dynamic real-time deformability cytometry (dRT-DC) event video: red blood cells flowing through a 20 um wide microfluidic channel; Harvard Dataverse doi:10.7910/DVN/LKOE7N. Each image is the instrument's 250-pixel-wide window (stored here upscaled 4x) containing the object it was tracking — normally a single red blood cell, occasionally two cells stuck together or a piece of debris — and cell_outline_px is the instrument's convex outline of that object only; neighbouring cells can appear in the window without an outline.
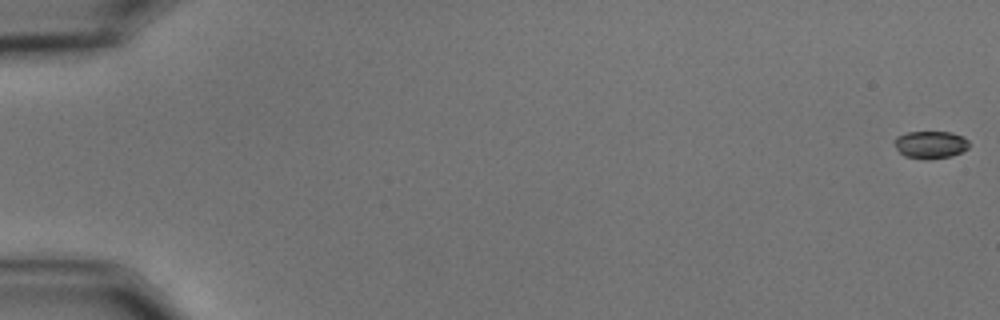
{"species": "common noctule bat (a hibernating species)", "species_latin": "Nyctalus noctula", "temperature_condition": "cold", "stored_images_in_passage": 59, "camera_frame_rate_fps": 3000, "um_per_image_px": 0.085, "animal": {"sex": "male", "body_mass_g": 15.6}, "frame": {"image": 1, "passage_image": 1, "time_ms": 0.0, "image_size_px": [1000, 320], "cell_outline_px": [[968, 148], [952, 156], [928, 160], [904, 156], [896, 148], [892, 140], [896, 136], [908, 132], [952, 132], [964, 136], [968, 140]], "centroid_in_image_um": [79.07, 12.29], "position_along_channel_um": 5.9, "area_um2": 12.14}}
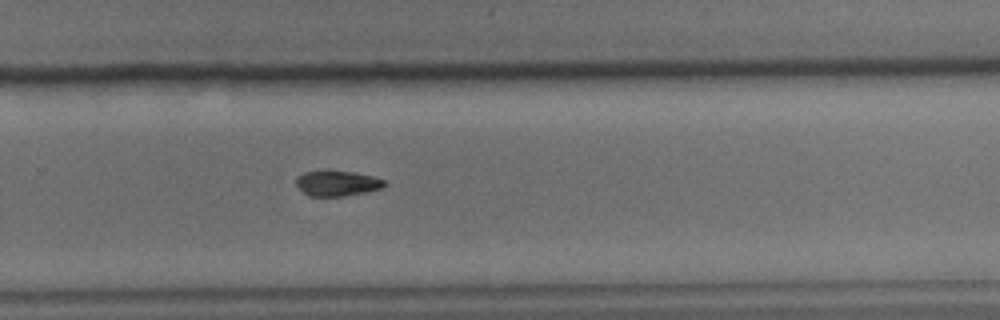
{"frame": {"image": 2, "passage_image": 40, "time_ms": 13.0, "image_size_px": [1000, 320], "cell_outline_px": [[388, 184], [380, 188], [364, 192], [340, 196], [308, 196], [296, 184], [296, 176], [304, 172], [352, 172], [372, 176], [384, 180]], "centroid_in_image_um": [28.65, 15.59], "position_along_channel_um": 301.2, "area_um2": 12.6}}
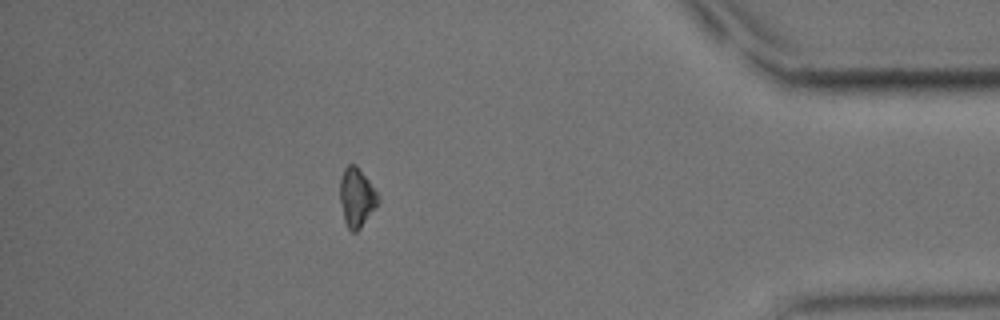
{"frame": {"image": 3, "passage_image": 52, "time_ms": 17.0, "image_size_px": [1000, 320], "cell_outline_px": [[380, 200], [360, 228], [356, 232], [352, 232], [348, 228], [344, 220], [340, 200], [340, 180], [344, 168], [348, 164], [356, 164], [380, 196]], "centroid_in_image_um": [30.31, 16.76], "position_along_channel_um": 404.9, "area_um2": 12.95}, "authors_computed_cell_mechanics": {"area_um2": 13.1206, "velocity_mm_per_s": 3.5304, "shape_relaxation_time_tau1_ms": 2.3528, "shape_relaxation_time_tau2_ms": null, "deformation_change_tau1": 0.0671, "deformation_change_tau2": null}}